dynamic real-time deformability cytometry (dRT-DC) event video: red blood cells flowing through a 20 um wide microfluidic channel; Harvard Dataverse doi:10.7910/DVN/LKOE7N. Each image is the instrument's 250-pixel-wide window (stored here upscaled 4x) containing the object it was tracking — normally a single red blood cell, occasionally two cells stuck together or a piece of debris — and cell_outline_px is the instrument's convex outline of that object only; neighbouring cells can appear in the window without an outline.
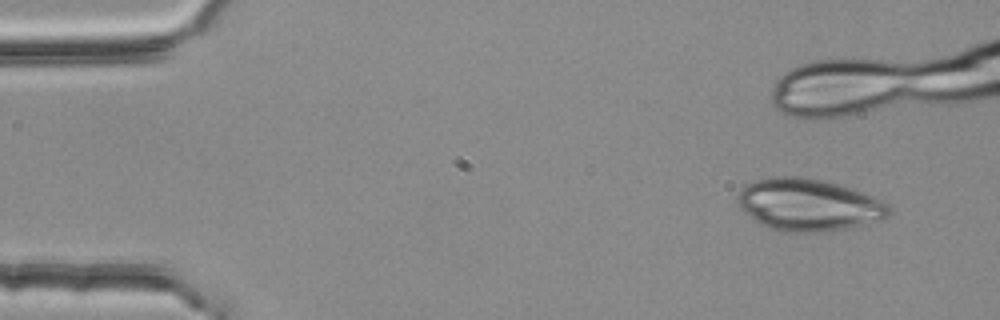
{"species": "common noctule bat (a hibernating species)", "species_latin": "Nyctalus noctula", "temperature_condition": "room temperature", "stored_images_in_passage": 4, "camera_frame_rate_fps": 3000, "um_per_image_px": 0.085, "animal": {"sex": "female", "body_mass_g": 25.1}, "frame": {"image": 1, "passage_image": 1, "time_ms": 0.0, "image_size_px": [1000, 320], "cell_outline_px": [[896, 212], [880, 220], [864, 224], [844, 228], [820, 232], [780, 232], [768, 228], [760, 224], [748, 216], [736, 200], [736, 196], [748, 184], [756, 180], [776, 176], [804, 176], [852, 188], [884, 200]], "centroid_in_image_um": [68.76, 17.41], "position_along_channel_um": 16.2, "area_um2": 46.18}}